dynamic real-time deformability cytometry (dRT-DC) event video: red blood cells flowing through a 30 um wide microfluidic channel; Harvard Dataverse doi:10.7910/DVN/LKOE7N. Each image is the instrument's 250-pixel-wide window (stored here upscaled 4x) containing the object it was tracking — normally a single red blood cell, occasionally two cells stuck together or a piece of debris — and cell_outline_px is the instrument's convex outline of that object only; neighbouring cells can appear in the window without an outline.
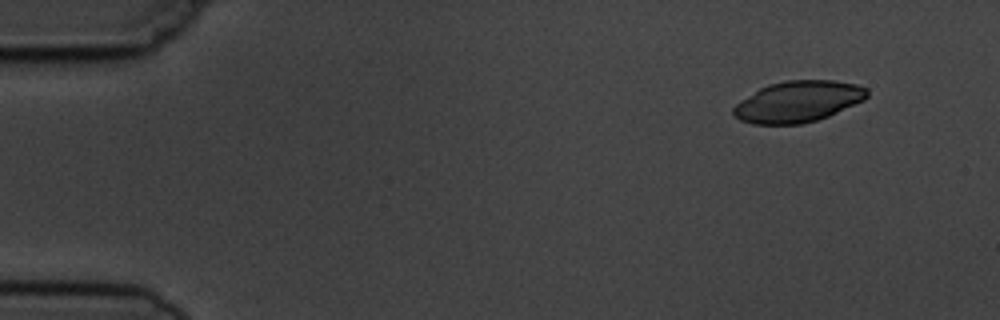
{"species": "common noctule bat (a hibernating species)", "species_latin": "Nyctalus noctula", "temperature_condition": "cold", "stored_images_in_passage": 4, "camera_frame_rate_fps": 3000, "um_per_image_px": 0.085, "animal": {"sex": "male", "body_mass_g": 19.5, "forearm_length_mm": 54.6}, "frame": {"image": 1, "passage_image": 1, "time_ms": 0.0, "image_size_px": [1000, 320], "cell_outline_px": [[868, 96], [864, 100], [828, 116], [816, 120], [800, 124], [752, 124], [740, 120], [732, 112], [732, 108], [740, 100], [760, 88], [768, 84], [788, 80], [832, 80], [856, 84], [868, 88]], "centroid_in_image_um": [67.83, 8.63], "position_along_channel_um": 17.2, "area_um2": 32.02}}